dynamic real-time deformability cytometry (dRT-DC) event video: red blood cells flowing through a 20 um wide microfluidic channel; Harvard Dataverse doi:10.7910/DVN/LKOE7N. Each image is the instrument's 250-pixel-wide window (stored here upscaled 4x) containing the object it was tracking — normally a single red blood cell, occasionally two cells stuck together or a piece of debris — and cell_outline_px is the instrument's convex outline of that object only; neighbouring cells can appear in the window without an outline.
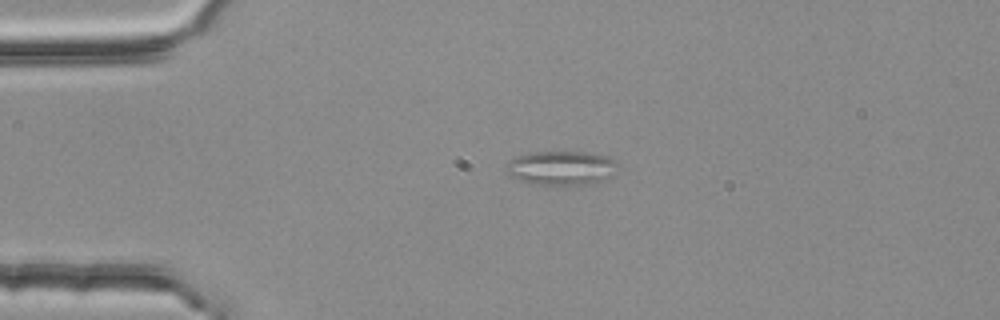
{"species": "common noctule bat (a hibernating species)", "species_latin": "Nyctalus noctula", "temperature_condition": "room temperature", "stored_images_in_passage": 3, "camera_frame_rate_fps": 3000, "um_per_image_px": 0.085, "animal": {"sex": "female", "body_mass_g": 25.1}, "frame": {"image": 1, "passage_image": 2, "time_ms": 0.333, "image_size_px": [1000, 320], "cell_outline_px": [[616, 164], [608, 176], [604, 180], [592, 184], [540, 184], [520, 180], [512, 176], [504, 168], [508, 160], [516, 156], [532, 152], [588, 152], [604, 156], [612, 160]], "centroid_in_image_um": [47.63, 14.26], "position_along_channel_um": 37.4, "area_um2": 21.62}}